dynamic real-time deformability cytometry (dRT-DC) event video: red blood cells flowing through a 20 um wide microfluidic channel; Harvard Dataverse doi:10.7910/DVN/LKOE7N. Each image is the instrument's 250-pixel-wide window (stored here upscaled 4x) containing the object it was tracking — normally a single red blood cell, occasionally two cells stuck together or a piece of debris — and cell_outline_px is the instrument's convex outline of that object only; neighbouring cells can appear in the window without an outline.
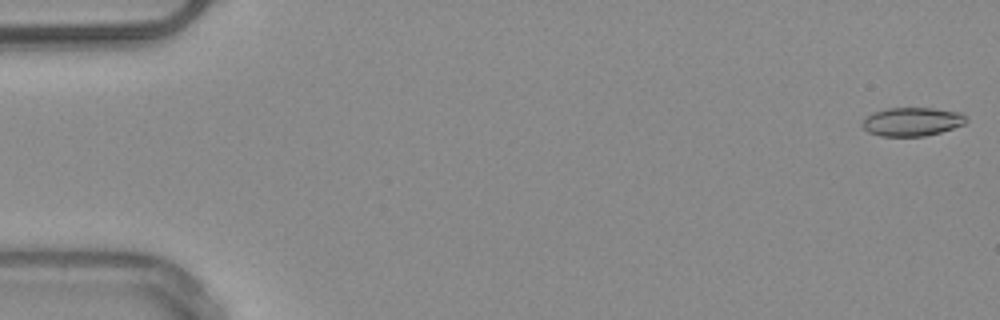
{"species": "common noctule bat (a hibernating species)", "species_latin": "Nyctalus noctula", "temperature_condition": "warm", "stored_images_in_passage": 4, "camera_frame_rate_fps": 3000, "um_per_image_px": 0.085, "animal": {"sex": "male", "body_mass_g": 20.4}, "frame": {"image": 1, "passage_image": 1, "time_ms": 0.0, "image_size_px": [1000, 320], "cell_outline_px": [[968, 120], [964, 124], [940, 132], [924, 136], [880, 136], [868, 132], [860, 124], [872, 112], [888, 108], [932, 108], [960, 112], [968, 116]], "centroid_in_image_um": [77.53, 10.34], "position_along_channel_um": 7.5, "area_um2": 17.34}}
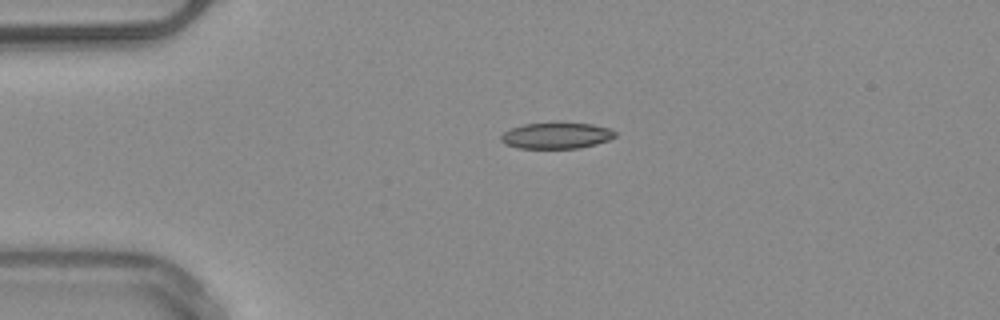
{"frame": {"image": 2, "passage_image": 4, "time_ms": 3.667, "image_size_px": [1000, 320], "cell_outline_px": [[616, 136], [608, 140], [596, 144], [580, 148], [520, 148], [504, 144], [500, 140], [500, 136], [504, 132], [512, 128], [524, 124], [592, 124], [608, 128], [616, 132]], "centroid_in_image_um": [47.28, 11.55], "position_along_channel_um": 37.7, "area_um2": 16.99}}